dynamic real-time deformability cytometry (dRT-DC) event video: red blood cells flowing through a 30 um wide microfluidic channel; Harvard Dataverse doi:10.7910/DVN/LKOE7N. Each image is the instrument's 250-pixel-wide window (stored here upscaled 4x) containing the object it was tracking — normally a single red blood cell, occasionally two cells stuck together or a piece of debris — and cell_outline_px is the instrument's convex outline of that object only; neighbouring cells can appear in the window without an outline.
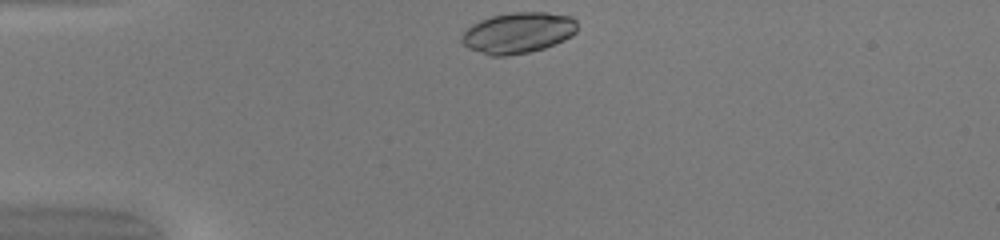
{"species": "common noctule bat (a hibernating species)", "species_latin": "Nyctalus noctula", "temperature_condition": "warm", "stored_images_in_passage": 31, "camera_frame_rate_fps": 3000, "um_per_image_px": 0.085, "animal": {"sex": "female", "body_mass_g": 20.0, "forearm_length_mm": 54.0}, "frame": {"image": 1, "passage_image": 1, "time_ms": 0.0, "image_size_px": [1000, 240], "cell_outline_px": [[576, 32], [564, 40], [544, 48], [528, 52], [504, 56], [488, 56], [468, 48], [460, 40], [460, 36], [472, 24], [480, 20], [492, 16], [512, 12], [548, 12], [572, 16], [576, 20]], "centroid_in_image_um": [44.02, 2.78], "position_along_channel_um": 41.0, "area_um2": 27.63}}
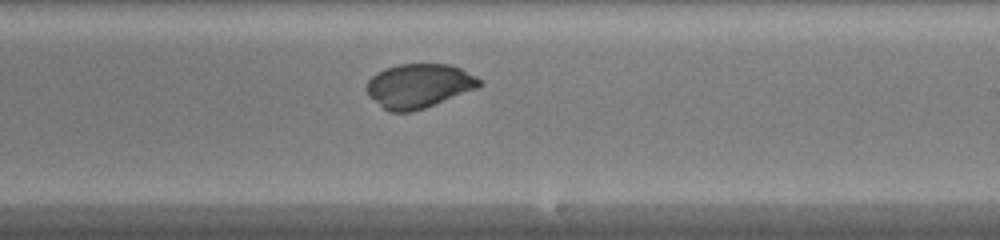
{"frame": {"image": 2, "passage_image": 19, "time_ms": 6.0, "image_size_px": [1000, 240], "cell_outline_px": [[480, 84], [476, 88], [424, 108], [412, 112], [388, 112], [368, 96], [368, 80], [376, 72], [384, 68], [400, 64], [448, 64], [460, 68], [476, 76], [480, 80]], "centroid_in_image_um": [35.56, 7.29], "position_along_channel_um": 253.4, "area_um2": 28.73}}
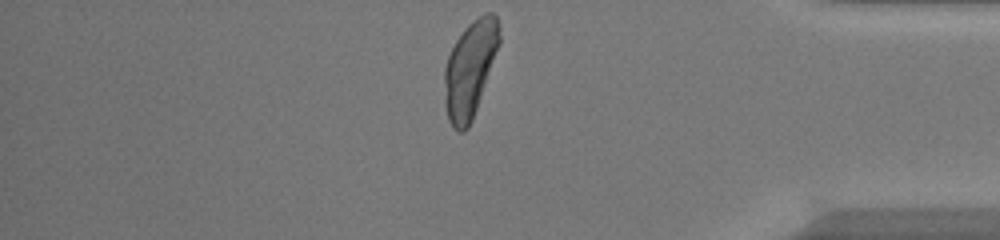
{"frame": {"image": 3, "passage_image": 31, "time_ms": 10.0, "image_size_px": [1000, 240], "cell_outline_px": [[500, 44], [472, 120], [468, 128], [464, 132], [456, 132], [452, 128], [448, 120], [444, 104], [444, 68], [448, 56], [456, 40], [464, 28], [472, 20], [484, 12], [492, 12], [496, 16], [500, 28]], "centroid_in_image_um": [39.94, 5.87], "position_along_channel_um": 395.3, "area_um2": 31.1}, "authors_computed_cell_mechanics": {"area_um2": 29.2468, "velocity_mm_per_s": 4.1645, "shape_relaxation_time_tau1_ms": 9.0438, "shape_relaxation_time_tau2_ms": 4.8274, "deformation_change_tau1": 0.4408, "deformation_change_tau2": 0.045}}